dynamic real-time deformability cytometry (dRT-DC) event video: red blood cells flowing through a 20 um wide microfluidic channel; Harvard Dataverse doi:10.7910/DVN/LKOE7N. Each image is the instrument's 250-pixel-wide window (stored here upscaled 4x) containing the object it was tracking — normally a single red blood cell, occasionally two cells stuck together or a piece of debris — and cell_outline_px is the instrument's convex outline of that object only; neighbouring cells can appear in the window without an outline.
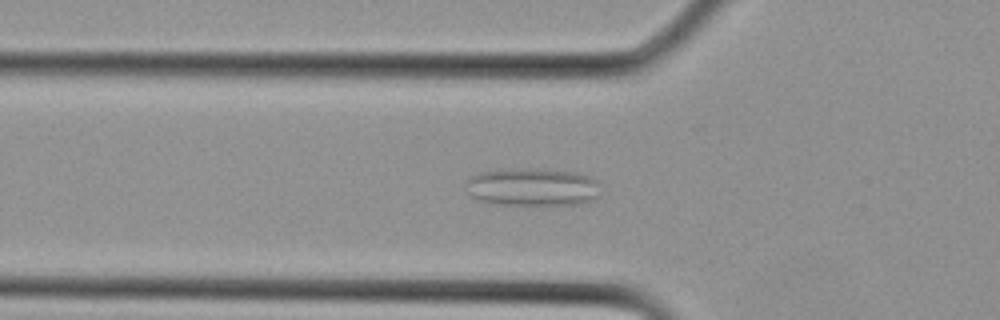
{"species": "Egyptian fruit bat (a non-hibernating species)", "species_latin": "Rousettus aegyptiacus", "temperature_condition": "cold", "stored_images_in_passage": 25, "camera_frame_rate_fps": 3000, "um_per_image_px": 0.085, "animal": {"sex": "female"}, "frame": {"image": 1, "passage_image": 5, "time_ms": 1.333, "image_size_px": [1000, 320], "cell_outline_px": [[600, 196], [592, 200], [580, 204], [496, 204], [480, 200], [472, 196], [468, 192], [464, 184], [464, 180], [480, 172], [528, 168], [576, 172], [588, 176], [596, 180]], "centroid_in_image_um": [45.25, 15.9], "position_along_channel_um": 80.6, "area_um2": 29.54}}
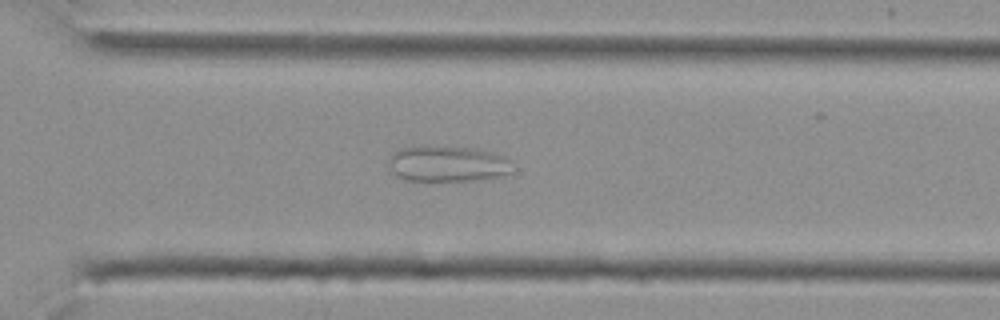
{"frame": {"image": 2, "passage_image": 16, "time_ms": 5.0, "image_size_px": [1000, 320], "cell_outline_px": [[512, 172], [504, 176], [484, 180], [404, 180], [392, 172], [388, 164], [388, 156], [392, 152], [400, 148], [476, 148], [492, 152], [504, 156]], "centroid_in_image_um": [38.03, 13.95], "position_along_channel_um": 332.6, "area_um2": 25.37}}
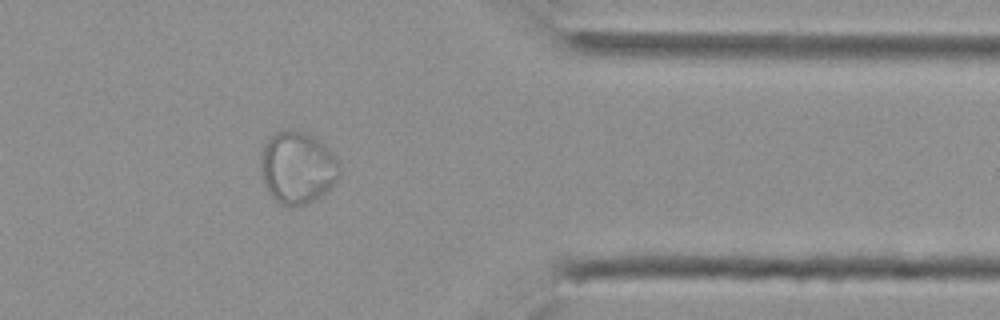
{"frame": {"image": 3, "passage_image": 19, "time_ms": 6.0, "image_size_px": [1000, 320], "cell_outline_px": [[340, 176], [332, 188], [308, 204], [280, 204], [268, 192], [264, 184], [260, 172], [260, 152], [268, 140], [276, 132], [288, 128], [304, 132], [312, 136], [328, 148], [336, 156], [340, 164]], "centroid_in_image_um": [25.29, 14.23], "position_along_channel_um": 386.1, "area_um2": 33.35}}